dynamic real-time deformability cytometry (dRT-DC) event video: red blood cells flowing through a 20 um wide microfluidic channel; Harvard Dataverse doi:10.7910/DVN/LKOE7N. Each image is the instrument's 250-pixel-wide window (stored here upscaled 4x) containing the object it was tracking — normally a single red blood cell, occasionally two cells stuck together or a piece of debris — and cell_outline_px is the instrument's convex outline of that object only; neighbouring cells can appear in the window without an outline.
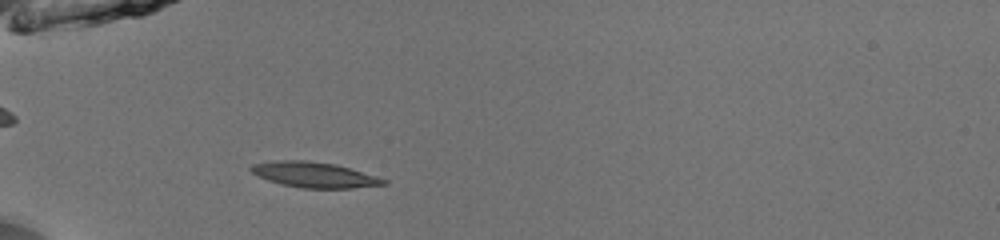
{"species": "common noctule bat (a hibernating species)", "species_latin": "Nyctalus noctula", "temperature_condition": "room temperature", "stored_images_in_passage": 39, "camera_frame_rate_fps": 3000, "um_per_image_px": 0.085, "animal": {"sex": "male", "body_mass_g": 13.0, "forearm_length_mm": 53.1}, "frame": {"image": 1, "passage_image": 5, "time_ms": 1.333, "image_size_px": [1000, 240], "cell_outline_px": [[388, 184], [352, 188], [300, 188], [268, 180], [252, 172], [248, 168], [252, 164], [280, 160], [304, 160], [336, 164], [376, 176], [388, 180]], "centroid_in_image_um": [26.74, 14.85], "position_along_channel_um": 58.3, "area_um2": 19.48}}
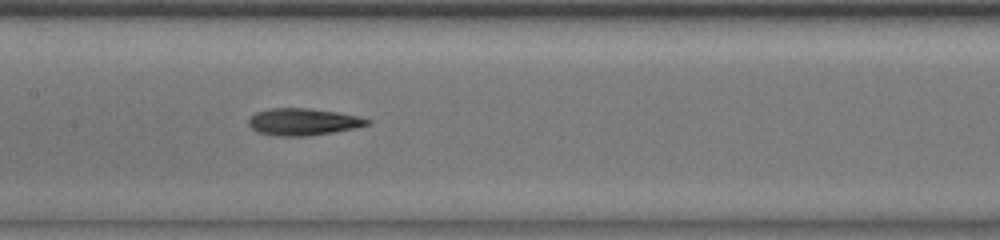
{"frame": {"image": 2, "passage_image": 15, "time_ms": 4.667, "image_size_px": [1000, 240], "cell_outline_px": [[372, 124], [356, 128], [308, 136], [276, 136], [260, 132], [252, 128], [248, 124], [248, 120], [256, 112], [272, 108], [308, 108], [336, 112], [356, 116], [372, 120]], "centroid_in_image_um": [25.79, 10.36], "position_along_channel_um": 181.6, "area_um2": 18.55}}
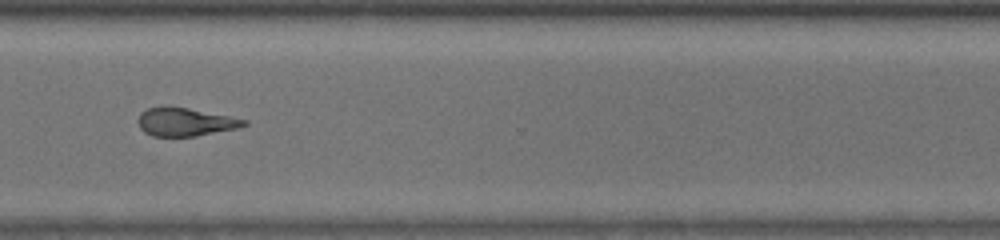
{"frame": {"image": 3, "passage_image": 28, "time_ms": 9.0, "image_size_px": [1000, 240], "cell_outline_px": [[248, 124], [236, 128], [196, 136], [152, 136], [144, 132], [140, 128], [136, 120], [140, 112], [148, 108], [164, 104], [168, 104], [248, 120]], "centroid_in_image_um": [15.66, 10.34], "position_along_channel_um": 354.9, "area_um2": 17.69}, "authors_computed_cell_mechanics": {"area_um2": 18.3804, "velocity_mm_per_s": 4.0127, "shape_relaxation_time_tau1_ms": 2.678, "shape_relaxation_time_tau2_ms": 2.2794, "deformation_change_tau1": 0.1325, "deformation_change_tau2": 0.1087}}